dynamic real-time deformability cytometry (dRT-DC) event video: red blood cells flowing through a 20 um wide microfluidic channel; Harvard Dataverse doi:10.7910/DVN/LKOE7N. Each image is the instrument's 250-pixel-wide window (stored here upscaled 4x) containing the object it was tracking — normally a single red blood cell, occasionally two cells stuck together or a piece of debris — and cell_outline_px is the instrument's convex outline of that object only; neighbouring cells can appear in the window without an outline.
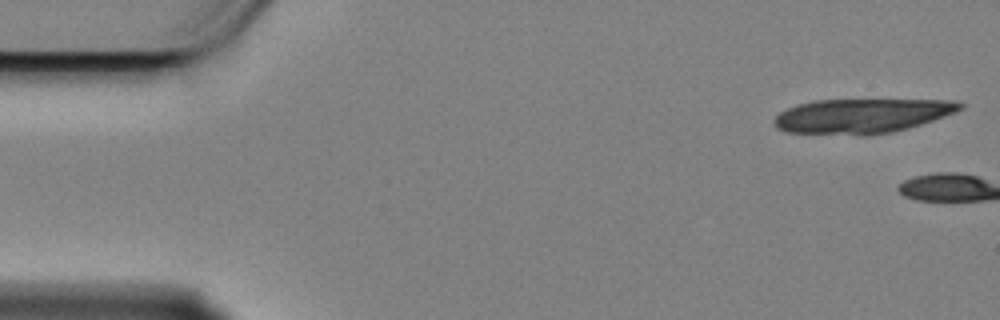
{"species": "Egyptian fruit bat (a non-hibernating species)", "species_latin": "Rousettus aegyptiacus", "temperature_condition": "cold", "stored_images_in_passage": 3, "camera_frame_rate_fps": 3000, "um_per_image_px": 0.085, "animal": {"sex": "female"}, "frame": {"image": 1, "passage_image": 1, "time_ms": 0.0, "image_size_px": [1000, 320], "cell_outline_px": [[964, 108], [956, 112], [908, 128], [892, 132], [868, 136], [860, 136], [788, 132], [776, 128], [772, 120], [780, 112], [796, 104], [812, 100], [956, 100], [964, 104]], "centroid_in_image_um": [73.23, 9.86], "position_along_channel_um": 11.8, "area_um2": 37.74}}